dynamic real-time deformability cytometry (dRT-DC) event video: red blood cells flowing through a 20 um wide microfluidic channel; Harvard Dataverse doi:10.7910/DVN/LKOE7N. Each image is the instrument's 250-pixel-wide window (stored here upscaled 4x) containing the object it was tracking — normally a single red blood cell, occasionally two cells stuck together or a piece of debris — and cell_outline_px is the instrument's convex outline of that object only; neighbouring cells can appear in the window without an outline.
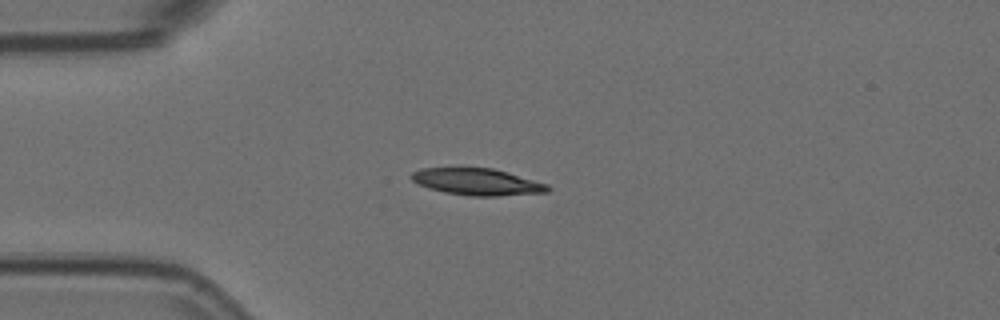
{"species": "Egyptian fruit bat (a non-hibernating species)", "species_latin": "Rousettus aegyptiacus", "temperature_condition": "room temperature", "stored_images_in_passage": 50, "camera_frame_rate_fps": 3000, "um_per_image_px": 0.085, "animal": {"sex": "female"}, "frame": {"image": 1, "passage_image": 13, "time_ms": 4.0, "image_size_px": [1000, 320], "cell_outline_px": [[552, 188], [548, 192], [496, 196], [468, 196], [444, 192], [428, 188], [412, 180], [408, 176], [412, 172], [420, 168], [492, 168], [508, 172], [548, 184]], "centroid_in_image_um": [40.56, 15.46], "position_along_channel_um": 44.4, "area_um2": 21.33}}
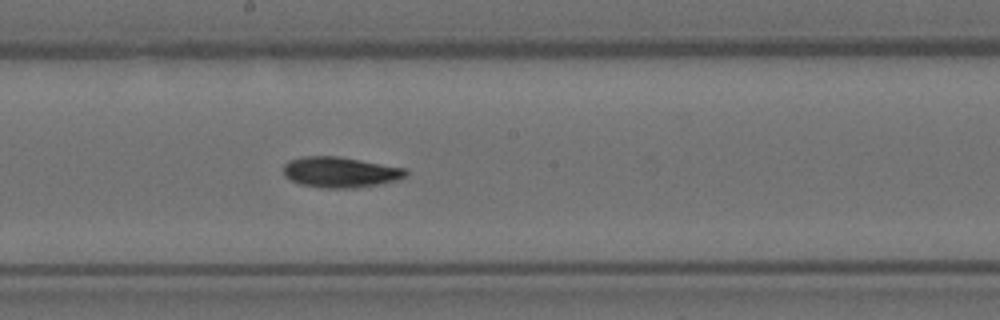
{"frame": {"image": 2, "passage_image": 29, "time_ms": 9.333, "image_size_px": [1000, 320], "cell_outline_px": [[408, 176], [396, 180], [380, 184], [356, 188], [324, 188], [300, 184], [284, 176], [284, 164], [288, 160], [300, 156], [336, 156], [408, 168]], "centroid_in_image_um": [28.94, 14.63], "position_along_channel_um": 219.3, "area_um2": 22.02}}
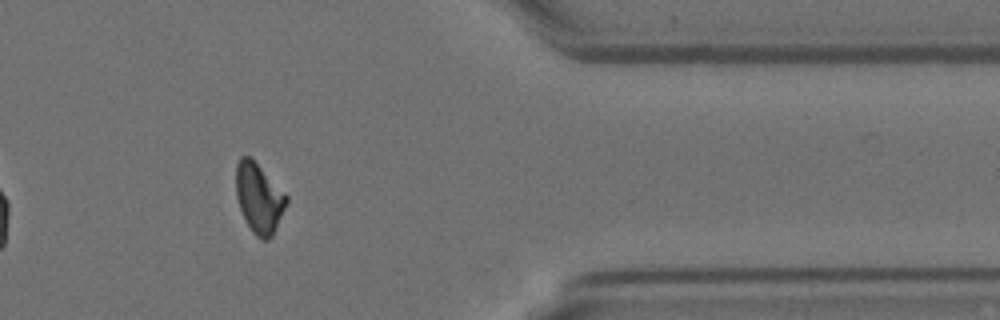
{"frame": {"image": 3, "passage_image": 45, "time_ms": 14.667, "image_size_px": [1000, 320], "cell_outline_px": [[288, 200], [276, 228], [272, 236], [268, 240], [260, 240], [252, 232], [244, 220], [236, 196], [236, 164], [240, 156], [248, 156], [288, 196]], "centroid_in_image_um": [21.99, 16.88], "position_along_channel_um": 389.4, "area_um2": 20.23}, "authors_computed_cell_mechanics": {"area_um2": 21.0103, "velocity_mm_per_s": 3.6051, "shape_relaxation_time_tau1_ms": 6.7706, "shape_relaxation_time_tau2_ms": 3.2767, "deformation_change_tau1": 0.1937, "deformation_change_tau2": 0.0898}}